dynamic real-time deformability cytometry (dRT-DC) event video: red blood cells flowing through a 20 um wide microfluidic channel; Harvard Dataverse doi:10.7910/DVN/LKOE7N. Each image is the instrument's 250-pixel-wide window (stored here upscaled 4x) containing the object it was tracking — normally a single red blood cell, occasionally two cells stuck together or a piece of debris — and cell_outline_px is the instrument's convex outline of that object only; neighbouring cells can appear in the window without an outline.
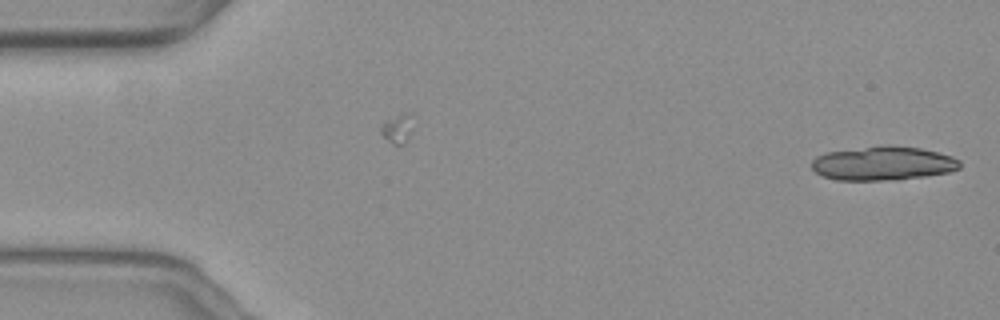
{"species": "common noctule bat (a hibernating species)", "species_latin": "Nyctalus noctula", "temperature_condition": "warm", "stored_images_in_passage": 17, "camera_frame_rate_fps": 3000, "um_per_image_px": 0.085, "animal": {"sex": "female", "body_mass_g": 19.3, "forearm_length_mm": 54.1}, "frame": {"image": 1, "passage_image": 1, "time_ms": 0.0, "image_size_px": [1000, 320], "cell_outline_px": [[960, 168], [948, 172], [924, 176], [896, 180], [836, 180], [824, 176], [816, 172], [812, 168], [812, 160], [816, 156], [828, 152], [868, 148], [920, 148], [952, 156], [960, 160]], "centroid_in_image_um": [75.06, 13.93], "position_along_channel_um": 9.9, "area_um2": 28.21}}